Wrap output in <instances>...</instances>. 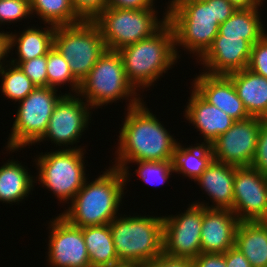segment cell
<instances>
[{"label":"cell","mask_w":267,"mask_h":267,"mask_svg":"<svg viewBox=\"0 0 267 267\" xmlns=\"http://www.w3.org/2000/svg\"><path fill=\"white\" fill-rule=\"evenodd\" d=\"M235 247L252 267H267V221L239 222Z\"/></svg>","instance_id":"obj_22"},{"label":"cell","mask_w":267,"mask_h":267,"mask_svg":"<svg viewBox=\"0 0 267 267\" xmlns=\"http://www.w3.org/2000/svg\"><path fill=\"white\" fill-rule=\"evenodd\" d=\"M19 36L16 34L9 35V50L17 44L18 60L12 59L10 62H23L33 58L47 55L48 51L53 47V37L55 26L50 25L45 30L41 28H27L21 32Z\"/></svg>","instance_id":"obj_23"},{"label":"cell","mask_w":267,"mask_h":267,"mask_svg":"<svg viewBox=\"0 0 267 267\" xmlns=\"http://www.w3.org/2000/svg\"><path fill=\"white\" fill-rule=\"evenodd\" d=\"M109 227L119 261L140 266L163 253V216H117Z\"/></svg>","instance_id":"obj_4"},{"label":"cell","mask_w":267,"mask_h":267,"mask_svg":"<svg viewBox=\"0 0 267 267\" xmlns=\"http://www.w3.org/2000/svg\"><path fill=\"white\" fill-rule=\"evenodd\" d=\"M258 9L259 7L237 9L230 18L219 25L217 35L240 37L253 46L267 33Z\"/></svg>","instance_id":"obj_24"},{"label":"cell","mask_w":267,"mask_h":267,"mask_svg":"<svg viewBox=\"0 0 267 267\" xmlns=\"http://www.w3.org/2000/svg\"><path fill=\"white\" fill-rule=\"evenodd\" d=\"M71 200V207L61 216L77 227L109 224L117 217L126 185L121 169L109 167L94 181L87 183ZM123 195V196H122Z\"/></svg>","instance_id":"obj_2"},{"label":"cell","mask_w":267,"mask_h":267,"mask_svg":"<svg viewBox=\"0 0 267 267\" xmlns=\"http://www.w3.org/2000/svg\"><path fill=\"white\" fill-rule=\"evenodd\" d=\"M226 267H252L244 254L235 246L225 252Z\"/></svg>","instance_id":"obj_40"},{"label":"cell","mask_w":267,"mask_h":267,"mask_svg":"<svg viewBox=\"0 0 267 267\" xmlns=\"http://www.w3.org/2000/svg\"><path fill=\"white\" fill-rule=\"evenodd\" d=\"M236 10L229 0H214L215 18L220 24L230 18Z\"/></svg>","instance_id":"obj_41"},{"label":"cell","mask_w":267,"mask_h":267,"mask_svg":"<svg viewBox=\"0 0 267 267\" xmlns=\"http://www.w3.org/2000/svg\"><path fill=\"white\" fill-rule=\"evenodd\" d=\"M83 101V98L81 100L71 93H65L54 107L44 135L37 142H43L48 137L58 146L69 147L68 145L79 142L77 140L81 138V133L86 130L91 118L90 105Z\"/></svg>","instance_id":"obj_14"},{"label":"cell","mask_w":267,"mask_h":267,"mask_svg":"<svg viewBox=\"0 0 267 267\" xmlns=\"http://www.w3.org/2000/svg\"><path fill=\"white\" fill-rule=\"evenodd\" d=\"M119 131V146L113 167L121 169L125 178L130 173L127 164L137 161H173L176 139L160 123L145 103L127 108ZM117 162V163H116Z\"/></svg>","instance_id":"obj_1"},{"label":"cell","mask_w":267,"mask_h":267,"mask_svg":"<svg viewBox=\"0 0 267 267\" xmlns=\"http://www.w3.org/2000/svg\"><path fill=\"white\" fill-rule=\"evenodd\" d=\"M18 65L23 73L32 81L36 87H47V55L39 56L28 61L11 62Z\"/></svg>","instance_id":"obj_32"},{"label":"cell","mask_w":267,"mask_h":267,"mask_svg":"<svg viewBox=\"0 0 267 267\" xmlns=\"http://www.w3.org/2000/svg\"><path fill=\"white\" fill-rule=\"evenodd\" d=\"M165 11L163 21H158L155 9L105 8L93 22L101 32L107 50L118 51L156 33L167 22Z\"/></svg>","instance_id":"obj_7"},{"label":"cell","mask_w":267,"mask_h":267,"mask_svg":"<svg viewBox=\"0 0 267 267\" xmlns=\"http://www.w3.org/2000/svg\"><path fill=\"white\" fill-rule=\"evenodd\" d=\"M197 146L182 147L177 143L174 156V172L196 180L212 162L213 152L209 144H196Z\"/></svg>","instance_id":"obj_27"},{"label":"cell","mask_w":267,"mask_h":267,"mask_svg":"<svg viewBox=\"0 0 267 267\" xmlns=\"http://www.w3.org/2000/svg\"><path fill=\"white\" fill-rule=\"evenodd\" d=\"M190 97L185 118L203 135L202 143L211 145L232 127L235 120L216 106L209 104L194 88Z\"/></svg>","instance_id":"obj_19"},{"label":"cell","mask_w":267,"mask_h":267,"mask_svg":"<svg viewBox=\"0 0 267 267\" xmlns=\"http://www.w3.org/2000/svg\"><path fill=\"white\" fill-rule=\"evenodd\" d=\"M248 69L267 78V34L252 46Z\"/></svg>","instance_id":"obj_34"},{"label":"cell","mask_w":267,"mask_h":267,"mask_svg":"<svg viewBox=\"0 0 267 267\" xmlns=\"http://www.w3.org/2000/svg\"><path fill=\"white\" fill-rule=\"evenodd\" d=\"M237 9L240 8H254L263 5L265 0H229Z\"/></svg>","instance_id":"obj_43"},{"label":"cell","mask_w":267,"mask_h":267,"mask_svg":"<svg viewBox=\"0 0 267 267\" xmlns=\"http://www.w3.org/2000/svg\"><path fill=\"white\" fill-rule=\"evenodd\" d=\"M53 46L68 62L73 76L82 82L107 50L98 26L82 21L71 26H56Z\"/></svg>","instance_id":"obj_8"},{"label":"cell","mask_w":267,"mask_h":267,"mask_svg":"<svg viewBox=\"0 0 267 267\" xmlns=\"http://www.w3.org/2000/svg\"><path fill=\"white\" fill-rule=\"evenodd\" d=\"M50 222L49 264L53 267H91L83 228L70 224L60 214Z\"/></svg>","instance_id":"obj_15"},{"label":"cell","mask_w":267,"mask_h":267,"mask_svg":"<svg viewBox=\"0 0 267 267\" xmlns=\"http://www.w3.org/2000/svg\"><path fill=\"white\" fill-rule=\"evenodd\" d=\"M9 66L7 69L6 67ZM0 67V74L2 76V93L8 99L15 102H20L25 99L36 86L23 73L18 65L9 63V65ZM13 66V67H12Z\"/></svg>","instance_id":"obj_29"},{"label":"cell","mask_w":267,"mask_h":267,"mask_svg":"<svg viewBox=\"0 0 267 267\" xmlns=\"http://www.w3.org/2000/svg\"><path fill=\"white\" fill-rule=\"evenodd\" d=\"M52 87H36L20 101L6 149L14 152L34 145L44 135L54 107L63 96Z\"/></svg>","instance_id":"obj_10"},{"label":"cell","mask_w":267,"mask_h":267,"mask_svg":"<svg viewBox=\"0 0 267 267\" xmlns=\"http://www.w3.org/2000/svg\"><path fill=\"white\" fill-rule=\"evenodd\" d=\"M204 206L201 228V252L223 254L235 246L239 219L231 210L209 209L204 202L194 203Z\"/></svg>","instance_id":"obj_17"},{"label":"cell","mask_w":267,"mask_h":267,"mask_svg":"<svg viewBox=\"0 0 267 267\" xmlns=\"http://www.w3.org/2000/svg\"><path fill=\"white\" fill-rule=\"evenodd\" d=\"M9 32H0V67L3 66V59L10 53L9 50Z\"/></svg>","instance_id":"obj_42"},{"label":"cell","mask_w":267,"mask_h":267,"mask_svg":"<svg viewBox=\"0 0 267 267\" xmlns=\"http://www.w3.org/2000/svg\"><path fill=\"white\" fill-rule=\"evenodd\" d=\"M193 267H226L225 253H200L192 260Z\"/></svg>","instance_id":"obj_38"},{"label":"cell","mask_w":267,"mask_h":267,"mask_svg":"<svg viewBox=\"0 0 267 267\" xmlns=\"http://www.w3.org/2000/svg\"><path fill=\"white\" fill-rule=\"evenodd\" d=\"M28 15H31L29 0H0L1 25L25 19Z\"/></svg>","instance_id":"obj_33"},{"label":"cell","mask_w":267,"mask_h":267,"mask_svg":"<svg viewBox=\"0 0 267 267\" xmlns=\"http://www.w3.org/2000/svg\"><path fill=\"white\" fill-rule=\"evenodd\" d=\"M103 267H140V266L131 262L119 261L117 263L106 265Z\"/></svg>","instance_id":"obj_44"},{"label":"cell","mask_w":267,"mask_h":267,"mask_svg":"<svg viewBox=\"0 0 267 267\" xmlns=\"http://www.w3.org/2000/svg\"><path fill=\"white\" fill-rule=\"evenodd\" d=\"M233 82L237 95L251 117L267 120V78L250 69L227 75Z\"/></svg>","instance_id":"obj_21"},{"label":"cell","mask_w":267,"mask_h":267,"mask_svg":"<svg viewBox=\"0 0 267 267\" xmlns=\"http://www.w3.org/2000/svg\"><path fill=\"white\" fill-rule=\"evenodd\" d=\"M83 151L75 146L41 154L35 159L39 183L52 191L61 202L71 201L87 179Z\"/></svg>","instance_id":"obj_9"},{"label":"cell","mask_w":267,"mask_h":267,"mask_svg":"<svg viewBox=\"0 0 267 267\" xmlns=\"http://www.w3.org/2000/svg\"><path fill=\"white\" fill-rule=\"evenodd\" d=\"M234 176L235 166L213 159L204 172L194 180L214 202L213 206L206 204V208L232 211Z\"/></svg>","instance_id":"obj_20"},{"label":"cell","mask_w":267,"mask_h":267,"mask_svg":"<svg viewBox=\"0 0 267 267\" xmlns=\"http://www.w3.org/2000/svg\"><path fill=\"white\" fill-rule=\"evenodd\" d=\"M128 82L137 90L148 88L179 58L173 27L167 21L151 37L118 50Z\"/></svg>","instance_id":"obj_3"},{"label":"cell","mask_w":267,"mask_h":267,"mask_svg":"<svg viewBox=\"0 0 267 267\" xmlns=\"http://www.w3.org/2000/svg\"><path fill=\"white\" fill-rule=\"evenodd\" d=\"M252 45L245 39L217 35L207 52L199 59L210 75H228L248 68Z\"/></svg>","instance_id":"obj_16"},{"label":"cell","mask_w":267,"mask_h":267,"mask_svg":"<svg viewBox=\"0 0 267 267\" xmlns=\"http://www.w3.org/2000/svg\"><path fill=\"white\" fill-rule=\"evenodd\" d=\"M172 1H192V2H202L207 0H172Z\"/></svg>","instance_id":"obj_45"},{"label":"cell","mask_w":267,"mask_h":267,"mask_svg":"<svg viewBox=\"0 0 267 267\" xmlns=\"http://www.w3.org/2000/svg\"><path fill=\"white\" fill-rule=\"evenodd\" d=\"M71 4L82 21H93L107 8V0H71Z\"/></svg>","instance_id":"obj_35"},{"label":"cell","mask_w":267,"mask_h":267,"mask_svg":"<svg viewBox=\"0 0 267 267\" xmlns=\"http://www.w3.org/2000/svg\"><path fill=\"white\" fill-rule=\"evenodd\" d=\"M204 206L194 204L177 216H163V253L193 260L201 252Z\"/></svg>","instance_id":"obj_11"},{"label":"cell","mask_w":267,"mask_h":267,"mask_svg":"<svg viewBox=\"0 0 267 267\" xmlns=\"http://www.w3.org/2000/svg\"><path fill=\"white\" fill-rule=\"evenodd\" d=\"M167 21L175 34V46H182L200 59L212 45L220 23L215 18L214 0L170 1Z\"/></svg>","instance_id":"obj_5"},{"label":"cell","mask_w":267,"mask_h":267,"mask_svg":"<svg viewBox=\"0 0 267 267\" xmlns=\"http://www.w3.org/2000/svg\"><path fill=\"white\" fill-rule=\"evenodd\" d=\"M91 267H103L119 262L109 224L83 228Z\"/></svg>","instance_id":"obj_26"},{"label":"cell","mask_w":267,"mask_h":267,"mask_svg":"<svg viewBox=\"0 0 267 267\" xmlns=\"http://www.w3.org/2000/svg\"><path fill=\"white\" fill-rule=\"evenodd\" d=\"M34 182L33 176L21 163L13 160L6 162L0 167V201L19 203L30 194Z\"/></svg>","instance_id":"obj_25"},{"label":"cell","mask_w":267,"mask_h":267,"mask_svg":"<svg viewBox=\"0 0 267 267\" xmlns=\"http://www.w3.org/2000/svg\"><path fill=\"white\" fill-rule=\"evenodd\" d=\"M31 15L37 14L45 24L71 26L82 20L73 10L71 0H29Z\"/></svg>","instance_id":"obj_28"},{"label":"cell","mask_w":267,"mask_h":267,"mask_svg":"<svg viewBox=\"0 0 267 267\" xmlns=\"http://www.w3.org/2000/svg\"><path fill=\"white\" fill-rule=\"evenodd\" d=\"M194 80L192 88L209 104L216 106L233 120L241 121L251 117L227 75H210L202 72Z\"/></svg>","instance_id":"obj_18"},{"label":"cell","mask_w":267,"mask_h":267,"mask_svg":"<svg viewBox=\"0 0 267 267\" xmlns=\"http://www.w3.org/2000/svg\"><path fill=\"white\" fill-rule=\"evenodd\" d=\"M264 121L259 117L235 121L231 128L210 145L214 160L236 167L250 166Z\"/></svg>","instance_id":"obj_12"},{"label":"cell","mask_w":267,"mask_h":267,"mask_svg":"<svg viewBox=\"0 0 267 267\" xmlns=\"http://www.w3.org/2000/svg\"><path fill=\"white\" fill-rule=\"evenodd\" d=\"M154 0H107V8L153 9Z\"/></svg>","instance_id":"obj_39"},{"label":"cell","mask_w":267,"mask_h":267,"mask_svg":"<svg viewBox=\"0 0 267 267\" xmlns=\"http://www.w3.org/2000/svg\"><path fill=\"white\" fill-rule=\"evenodd\" d=\"M135 163L138 165L135 174L137 173L140 179L150 185L163 184L174 173L172 161H137Z\"/></svg>","instance_id":"obj_31"},{"label":"cell","mask_w":267,"mask_h":267,"mask_svg":"<svg viewBox=\"0 0 267 267\" xmlns=\"http://www.w3.org/2000/svg\"><path fill=\"white\" fill-rule=\"evenodd\" d=\"M250 166L267 175V120L261 124L256 153Z\"/></svg>","instance_id":"obj_36"},{"label":"cell","mask_w":267,"mask_h":267,"mask_svg":"<svg viewBox=\"0 0 267 267\" xmlns=\"http://www.w3.org/2000/svg\"><path fill=\"white\" fill-rule=\"evenodd\" d=\"M233 213L240 222L267 221L266 175L251 166L236 167Z\"/></svg>","instance_id":"obj_13"},{"label":"cell","mask_w":267,"mask_h":267,"mask_svg":"<svg viewBox=\"0 0 267 267\" xmlns=\"http://www.w3.org/2000/svg\"><path fill=\"white\" fill-rule=\"evenodd\" d=\"M47 77L48 87L57 88V86L69 83L71 91L78 94L80 82L73 76L68 62L61 53L53 46L47 53Z\"/></svg>","instance_id":"obj_30"},{"label":"cell","mask_w":267,"mask_h":267,"mask_svg":"<svg viewBox=\"0 0 267 267\" xmlns=\"http://www.w3.org/2000/svg\"><path fill=\"white\" fill-rule=\"evenodd\" d=\"M140 267H193L192 260L175 258L162 253L155 259L148 261Z\"/></svg>","instance_id":"obj_37"},{"label":"cell","mask_w":267,"mask_h":267,"mask_svg":"<svg viewBox=\"0 0 267 267\" xmlns=\"http://www.w3.org/2000/svg\"><path fill=\"white\" fill-rule=\"evenodd\" d=\"M80 95L86 98L85 101L91 109L119 99H128L129 96L128 101H131L128 108L141 102L135 88L127 80L120 54L111 50L103 53L89 74L80 82L77 96Z\"/></svg>","instance_id":"obj_6"}]
</instances>
